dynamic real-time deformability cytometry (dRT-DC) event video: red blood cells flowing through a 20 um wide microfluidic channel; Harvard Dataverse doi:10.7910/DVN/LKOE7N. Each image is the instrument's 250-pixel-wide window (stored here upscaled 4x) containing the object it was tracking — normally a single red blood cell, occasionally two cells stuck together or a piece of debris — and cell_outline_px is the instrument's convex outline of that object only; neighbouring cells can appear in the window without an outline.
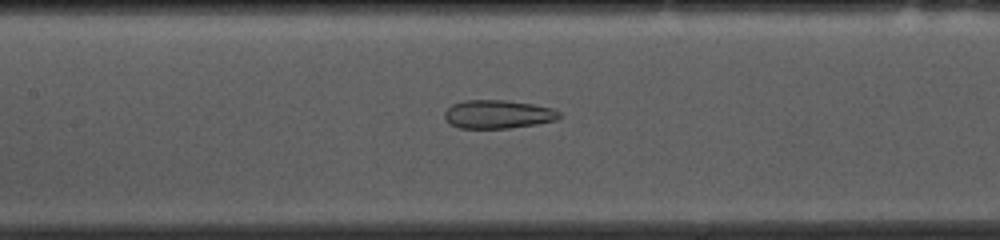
{"species": "common noctule bat (a hibernating species)", "species_latin": "Nyctalus noctula", "temperature_condition": "cold", "stored_images_in_passage": 53, "camera_frame_rate_fps": 3000, "um_per_image_px": 0.085, "animal": {"sex": "female", "body_mass_g": 10.0, "forearm_length_mm": 53.1}, "frame": {"image": 1, "passage_image": 23, "time_ms": 7.333, "image_size_px": [1000, 240], "cell_outline_px": [[560, 116], [556, 120], [536, 124], [508, 128], [460, 128], [448, 124], [444, 120], [444, 112], [452, 104], [464, 100], [508, 100], [532, 104], [552, 108], [560, 112]], "centroid_in_image_um": [42.28, 9.71], "position_along_channel_um": 165.1, "area_um2": 19.13}}
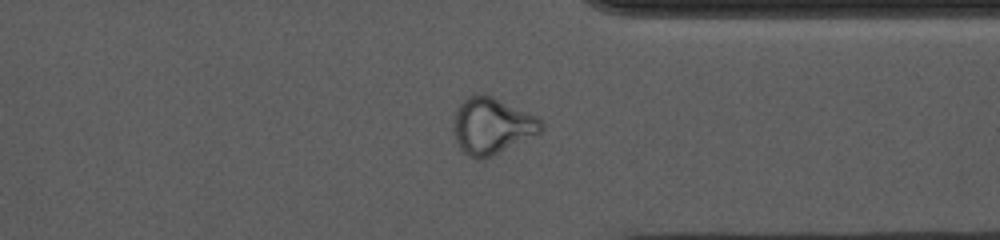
{"frame": {"image": 2, "passage_image": 40, "time_ms": 13.0, "image_size_px": [1000, 240], "cell_outline_px": [[544, 128], [540, 132], [492, 156], [480, 160], [476, 160], [468, 156], [460, 148], [456, 140], [452, 128], [452, 116], [456, 108], [468, 96], [480, 92], [492, 96], [540, 116], [544, 124]], "centroid_in_image_um": [41.79, 10.68], "position_along_channel_um": 369.6, "area_um2": 29.36}}
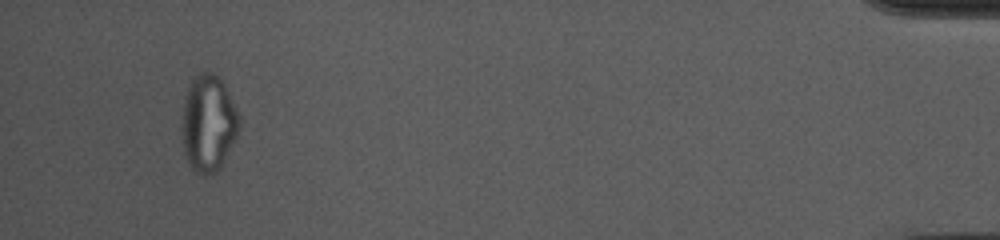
{"frame": {"image": 3, "passage_image": 50, "time_ms": 16.333, "image_size_px": [1000, 240], "cell_outline_px": [[240, 124], [236, 136], [216, 172], [204, 176], [200, 176], [192, 168], [184, 152], [180, 116], [184, 100], [188, 88], [192, 80], [200, 72], [212, 72], [220, 80], [240, 120]], "centroid_in_image_um": [17.65, 10.5], "position_along_channel_um": 417.6, "area_um2": 31.5}, "authors_computed_cell_mechanics": {"area_um2": 25.7788, "velocity_mm_per_s": 3.6726, "shape_relaxation_time_tau1_ms": null, "shape_relaxation_time_tau2_ms": 1.2993, "deformation_change_tau1": null, "deformation_change_tau2": 0.0792}}